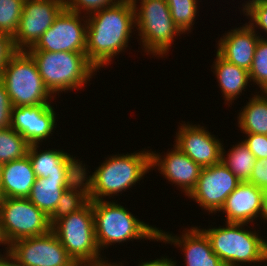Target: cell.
<instances>
[{"instance_id":"obj_1","label":"cell","mask_w":267,"mask_h":266,"mask_svg":"<svg viewBox=\"0 0 267 266\" xmlns=\"http://www.w3.org/2000/svg\"><path fill=\"white\" fill-rule=\"evenodd\" d=\"M135 26L132 0H120L87 16L86 56L99 70L128 47ZM108 64V65H107Z\"/></svg>"},{"instance_id":"obj_2","label":"cell","mask_w":267,"mask_h":266,"mask_svg":"<svg viewBox=\"0 0 267 266\" xmlns=\"http://www.w3.org/2000/svg\"><path fill=\"white\" fill-rule=\"evenodd\" d=\"M151 169V151L143 150L126 155H112L96 168L93 175H87L82 165V177L88 184L89 201L104 200V197L117 196L143 179Z\"/></svg>"},{"instance_id":"obj_3","label":"cell","mask_w":267,"mask_h":266,"mask_svg":"<svg viewBox=\"0 0 267 266\" xmlns=\"http://www.w3.org/2000/svg\"><path fill=\"white\" fill-rule=\"evenodd\" d=\"M128 209L114 201H92L96 241L101 250L113 243L159 239V229L140 221Z\"/></svg>"},{"instance_id":"obj_4","label":"cell","mask_w":267,"mask_h":266,"mask_svg":"<svg viewBox=\"0 0 267 266\" xmlns=\"http://www.w3.org/2000/svg\"><path fill=\"white\" fill-rule=\"evenodd\" d=\"M51 230L69 256L78 266H108V260L101 258L96 241L92 201L83 208L57 220Z\"/></svg>"},{"instance_id":"obj_5","label":"cell","mask_w":267,"mask_h":266,"mask_svg":"<svg viewBox=\"0 0 267 266\" xmlns=\"http://www.w3.org/2000/svg\"><path fill=\"white\" fill-rule=\"evenodd\" d=\"M36 62L44 85L52 95L84 87L97 69L86 53L27 51Z\"/></svg>"},{"instance_id":"obj_6","label":"cell","mask_w":267,"mask_h":266,"mask_svg":"<svg viewBox=\"0 0 267 266\" xmlns=\"http://www.w3.org/2000/svg\"><path fill=\"white\" fill-rule=\"evenodd\" d=\"M226 227L201 229L208 237L213 252L226 266H241L267 261V240L245 223H228ZM241 265H240V264Z\"/></svg>"},{"instance_id":"obj_7","label":"cell","mask_w":267,"mask_h":266,"mask_svg":"<svg viewBox=\"0 0 267 266\" xmlns=\"http://www.w3.org/2000/svg\"><path fill=\"white\" fill-rule=\"evenodd\" d=\"M13 107L50 104L54 96L44 85L36 62L27 51H16L0 75Z\"/></svg>"},{"instance_id":"obj_8","label":"cell","mask_w":267,"mask_h":266,"mask_svg":"<svg viewBox=\"0 0 267 266\" xmlns=\"http://www.w3.org/2000/svg\"><path fill=\"white\" fill-rule=\"evenodd\" d=\"M132 0L135 11V26L147 56H166L174 37L183 34L175 25L166 0ZM140 7V8H139ZM138 9V10H137Z\"/></svg>"},{"instance_id":"obj_9","label":"cell","mask_w":267,"mask_h":266,"mask_svg":"<svg viewBox=\"0 0 267 266\" xmlns=\"http://www.w3.org/2000/svg\"><path fill=\"white\" fill-rule=\"evenodd\" d=\"M51 231L49 217L28 198H0V241L9 246L18 239Z\"/></svg>"},{"instance_id":"obj_10","label":"cell","mask_w":267,"mask_h":266,"mask_svg":"<svg viewBox=\"0 0 267 266\" xmlns=\"http://www.w3.org/2000/svg\"><path fill=\"white\" fill-rule=\"evenodd\" d=\"M5 249L4 255L17 266H78L52 230L18 239Z\"/></svg>"},{"instance_id":"obj_11","label":"cell","mask_w":267,"mask_h":266,"mask_svg":"<svg viewBox=\"0 0 267 266\" xmlns=\"http://www.w3.org/2000/svg\"><path fill=\"white\" fill-rule=\"evenodd\" d=\"M81 16L64 9L53 25L27 51L86 53L87 16H82L85 20Z\"/></svg>"},{"instance_id":"obj_12","label":"cell","mask_w":267,"mask_h":266,"mask_svg":"<svg viewBox=\"0 0 267 266\" xmlns=\"http://www.w3.org/2000/svg\"><path fill=\"white\" fill-rule=\"evenodd\" d=\"M64 9L63 0H25L17 31L12 37L16 51L32 48Z\"/></svg>"},{"instance_id":"obj_13","label":"cell","mask_w":267,"mask_h":266,"mask_svg":"<svg viewBox=\"0 0 267 266\" xmlns=\"http://www.w3.org/2000/svg\"><path fill=\"white\" fill-rule=\"evenodd\" d=\"M240 180L222 163L203 167L196 187L188 195L209 213L220 212Z\"/></svg>"},{"instance_id":"obj_14","label":"cell","mask_w":267,"mask_h":266,"mask_svg":"<svg viewBox=\"0 0 267 266\" xmlns=\"http://www.w3.org/2000/svg\"><path fill=\"white\" fill-rule=\"evenodd\" d=\"M199 124H181L175 136V146L202 168L221 162L223 143Z\"/></svg>"},{"instance_id":"obj_15","label":"cell","mask_w":267,"mask_h":266,"mask_svg":"<svg viewBox=\"0 0 267 266\" xmlns=\"http://www.w3.org/2000/svg\"><path fill=\"white\" fill-rule=\"evenodd\" d=\"M220 211L228 223L249 224L260 216L267 220V193L247 181L240 182L226 198Z\"/></svg>"},{"instance_id":"obj_16","label":"cell","mask_w":267,"mask_h":266,"mask_svg":"<svg viewBox=\"0 0 267 266\" xmlns=\"http://www.w3.org/2000/svg\"><path fill=\"white\" fill-rule=\"evenodd\" d=\"M56 113L51 104L12 107L10 127L29 143L40 144L56 128Z\"/></svg>"},{"instance_id":"obj_17","label":"cell","mask_w":267,"mask_h":266,"mask_svg":"<svg viewBox=\"0 0 267 266\" xmlns=\"http://www.w3.org/2000/svg\"><path fill=\"white\" fill-rule=\"evenodd\" d=\"M174 148L164 156L151 151V170L156 166L160 173L172 184L178 185L188 196L196 187L202 167L191 160L179 148ZM157 153V154H156ZM162 156V158H161Z\"/></svg>"},{"instance_id":"obj_18","label":"cell","mask_w":267,"mask_h":266,"mask_svg":"<svg viewBox=\"0 0 267 266\" xmlns=\"http://www.w3.org/2000/svg\"><path fill=\"white\" fill-rule=\"evenodd\" d=\"M158 240L182 248L186 266H226L213 252L208 237L200 227H191L181 237L159 230Z\"/></svg>"},{"instance_id":"obj_19","label":"cell","mask_w":267,"mask_h":266,"mask_svg":"<svg viewBox=\"0 0 267 266\" xmlns=\"http://www.w3.org/2000/svg\"><path fill=\"white\" fill-rule=\"evenodd\" d=\"M38 149L39 144H31L27 155L36 178L82 177V161L59 149Z\"/></svg>"},{"instance_id":"obj_20","label":"cell","mask_w":267,"mask_h":266,"mask_svg":"<svg viewBox=\"0 0 267 266\" xmlns=\"http://www.w3.org/2000/svg\"><path fill=\"white\" fill-rule=\"evenodd\" d=\"M244 25L225 33L220 38L217 43V53L228 62L249 71L260 37L258 31L247 23Z\"/></svg>"},{"instance_id":"obj_21","label":"cell","mask_w":267,"mask_h":266,"mask_svg":"<svg viewBox=\"0 0 267 266\" xmlns=\"http://www.w3.org/2000/svg\"><path fill=\"white\" fill-rule=\"evenodd\" d=\"M35 181L28 156L2 164L0 198H27Z\"/></svg>"},{"instance_id":"obj_22","label":"cell","mask_w":267,"mask_h":266,"mask_svg":"<svg viewBox=\"0 0 267 266\" xmlns=\"http://www.w3.org/2000/svg\"><path fill=\"white\" fill-rule=\"evenodd\" d=\"M81 177H47L36 178L27 197L48 217L54 212L64 191Z\"/></svg>"},{"instance_id":"obj_23","label":"cell","mask_w":267,"mask_h":266,"mask_svg":"<svg viewBox=\"0 0 267 266\" xmlns=\"http://www.w3.org/2000/svg\"><path fill=\"white\" fill-rule=\"evenodd\" d=\"M213 69L222 95L225 101L232 104V101L241 95L250 81L249 71L228 62L216 52V59L213 62Z\"/></svg>"},{"instance_id":"obj_24","label":"cell","mask_w":267,"mask_h":266,"mask_svg":"<svg viewBox=\"0 0 267 266\" xmlns=\"http://www.w3.org/2000/svg\"><path fill=\"white\" fill-rule=\"evenodd\" d=\"M261 93L249 98L247 105L238 113V127L244 134L267 135V92Z\"/></svg>"},{"instance_id":"obj_25","label":"cell","mask_w":267,"mask_h":266,"mask_svg":"<svg viewBox=\"0 0 267 266\" xmlns=\"http://www.w3.org/2000/svg\"><path fill=\"white\" fill-rule=\"evenodd\" d=\"M88 202V184L81 177L62 194L54 212L49 216L50 225L52 226L57 220L79 211Z\"/></svg>"},{"instance_id":"obj_26","label":"cell","mask_w":267,"mask_h":266,"mask_svg":"<svg viewBox=\"0 0 267 266\" xmlns=\"http://www.w3.org/2000/svg\"><path fill=\"white\" fill-rule=\"evenodd\" d=\"M224 147L221 150V162L240 180L250 179L256 158L243 141L239 142L225 155ZM227 156V157H225Z\"/></svg>"},{"instance_id":"obj_27","label":"cell","mask_w":267,"mask_h":266,"mask_svg":"<svg viewBox=\"0 0 267 266\" xmlns=\"http://www.w3.org/2000/svg\"><path fill=\"white\" fill-rule=\"evenodd\" d=\"M30 143L11 127L0 130V163L5 164L28 155Z\"/></svg>"},{"instance_id":"obj_28","label":"cell","mask_w":267,"mask_h":266,"mask_svg":"<svg viewBox=\"0 0 267 266\" xmlns=\"http://www.w3.org/2000/svg\"><path fill=\"white\" fill-rule=\"evenodd\" d=\"M171 17L182 33L193 29V21L198 11L197 0H166ZM192 26V27H191Z\"/></svg>"},{"instance_id":"obj_29","label":"cell","mask_w":267,"mask_h":266,"mask_svg":"<svg viewBox=\"0 0 267 266\" xmlns=\"http://www.w3.org/2000/svg\"><path fill=\"white\" fill-rule=\"evenodd\" d=\"M255 48L254 58L249 70L250 81L257 84L260 91L267 92V39L261 34Z\"/></svg>"},{"instance_id":"obj_30","label":"cell","mask_w":267,"mask_h":266,"mask_svg":"<svg viewBox=\"0 0 267 266\" xmlns=\"http://www.w3.org/2000/svg\"><path fill=\"white\" fill-rule=\"evenodd\" d=\"M25 0H0V31L13 37L17 31Z\"/></svg>"},{"instance_id":"obj_31","label":"cell","mask_w":267,"mask_h":266,"mask_svg":"<svg viewBox=\"0 0 267 266\" xmlns=\"http://www.w3.org/2000/svg\"><path fill=\"white\" fill-rule=\"evenodd\" d=\"M242 6L243 13L250 17L247 24L254 30H257V27L267 34V0H248Z\"/></svg>"},{"instance_id":"obj_32","label":"cell","mask_w":267,"mask_h":266,"mask_svg":"<svg viewBox=\"0 0 267 266\" xmlns=\"http://www.w3.org/2000/svg\"><path fill=\"white\" fill-rule=\"evenodd\" d=\"M65 9L79 13H83L85 16H89L97 11L103 10L106 7H110L116 4L120 0H63Z\"/></svg>"},{"instance_id":"obj_33","label":"cell","mask_w":267,"mask_h":266,"mask_svg":"<svg viewBox=\"0 0 267 266\" xmlns=\"http://www.w3.org/2000/svg\"><path fill=\"white\" fill-rule=\"evenodd\" d=\"M244 144L253 153L256 160L267 158V135L245 134Z\"/></svg>"},{"instance_id":"obj_34","label":"cell","mask_w":267,"mask_h":266,"mask_svg":"<svg viewBox=\"0 0 267 266\" xmlns=\"http://www.w3.org/2000/svg\"><path fill=\"white\" fill-rule=\"evenodd\" d=\"M12 107L6 88L0 81V130L10 127Z\"/></svg>"},{"instance_id":"obj_35","label":"cell","mask_w":267,"mask_h":266,"mask_svg":"<svg viewBox=\"0 0 267 266\" xmlns=\"http://www.w3.org/2000/svg\"><path fill=\"white\" fill-rule=\"evenodd\" d=\"M247 182L254 184L267 193V158L255 161L250 179Z\"/></svg>"},{"instance_id":"obj_36","label":"cell","mask_w":267,"mask_h":266,"mask_svg":"<svg viewBox=\"0 0 267 266\" xmlns=\"http://www.w3.org/2000/svg\"><path fill=\"white\" fill-rule=\"evenodd\" d=\"M16 52L10 35L0 31V75L10 57Z\"/></svg>"},{"instance_id":"obj_37","label":"cell","mask_w":267,"mask_h":266,"mask_svg":"<svg viewBox=\"0 0 267 266\" xmlns=\"http://www.w3.org/2000/svg\"><path fill=\"white\" fill-rule=\"evenodd\" d=\"M176 264V261H172L171 258L169 259L167 257H161V259L157 258L152 261L141 262L138 266H177Z\"/></svg>"},{"instance_id":"obj_38","label":"cell","mask_w":267,"mask_h":266,"mask_svg":"<svg viewBox=\"0 0 267 266\" xmlns=\"http://www.w3.org/2000/svg\"><path fill=\"white\" fill-rule=\"evenodd\" d=\"M0 266H17L12 260H10L6 255H1L0 253Z\"/></svg>"},{"instance_id":"obj_39","label":"cell","mask_w":267,"mask_h":266,"mask_svg":"<svg viewBox=\"0 0 267 266\" xmlns=\"http://www.w3.org/2000/svg\"><path fill=\"white\" fill-rule=\"evenodd\" d=\"M121 264L119 265V264H117V263H113V264H110V265H108V266H122V262H120ZM124 266V265H123Z\"/></svg>"},{"instance_id":"obj_40","label":"cell","mask_w":267,"mask_h":266,"mask_svg":"<svg viewBox=\"0 0 267 266\" xmlns=\"http://www.w3.org/2000/svg\"><path fill=\"white\" fill-rule=\"evenodd\" d=\"M1 174H2V164L0 163V181H1Z\"/></svg>"}]
</instances>
